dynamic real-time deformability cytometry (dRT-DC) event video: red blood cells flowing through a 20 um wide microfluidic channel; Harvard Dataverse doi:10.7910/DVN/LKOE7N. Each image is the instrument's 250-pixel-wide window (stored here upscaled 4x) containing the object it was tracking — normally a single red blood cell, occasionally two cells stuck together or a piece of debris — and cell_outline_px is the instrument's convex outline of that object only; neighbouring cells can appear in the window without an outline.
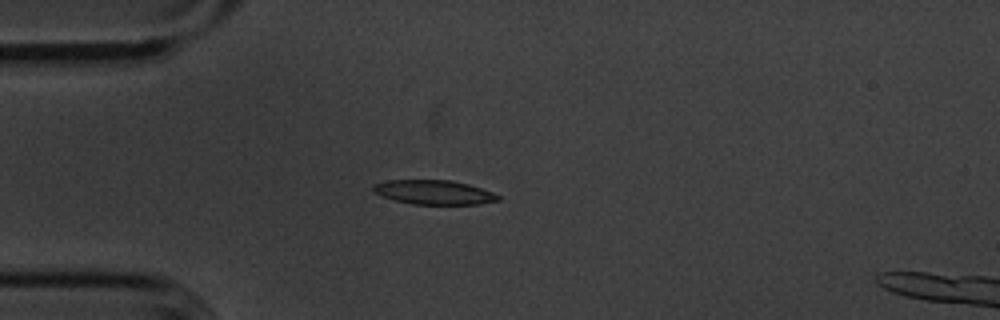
{"species": "common noctule bat (a hibernating species)", "species_latin": "Nyctalus noctula", "temperature_condition": "cold", "stored_images_in_passage": 42, "camera_frame_rate_fps": 3000, "um_per_image_px": 0.085, "animal": {"sex": "male", "body_mass_g": 20.1, "forearm_length_mm": 53.5}, "frame": {"image": 1, "passage_image": 1, "time_ms": 0.0, "image_size_px": [1000, 320], "cell_outline_px": [[500, 200], [480, 204], [412, 204], [380, 196], [372, 192], [372, 184], [388, 180], [452, 180], [468, 184], [492, 192], [500, 196]], "centroid_in_image_um": [36.84, 16.34], "position_along_channel_um": 48.2, "area_um2": 17.74}}
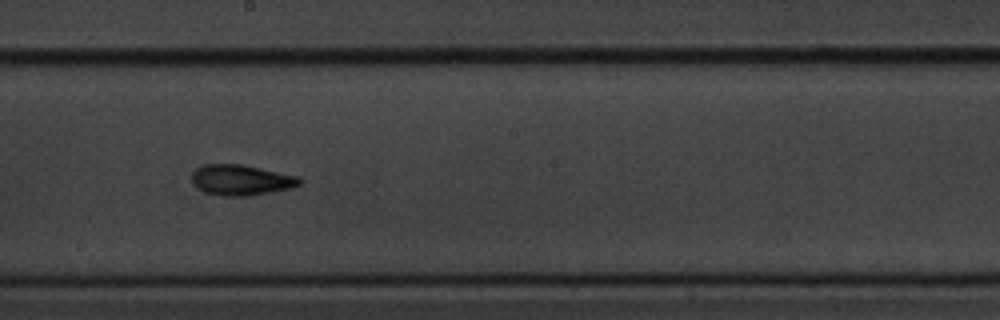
{"frame": {"image": 2, "passage_image": 17, "time_ms": 5.333, "image_size_px": [1000, 320], "cell_outline_px": [[304, 180], [300, 184], [292, 188], [248, 196], [224, 196], [204, 192], [192, 180], [192, 172], [196, 168], [204, 164], [244, 164], [300, 176]], "centroid_in_image_um": [20.55, 15.28], "position_along_channel_um": 227.6, "area_um2": 19.36}}
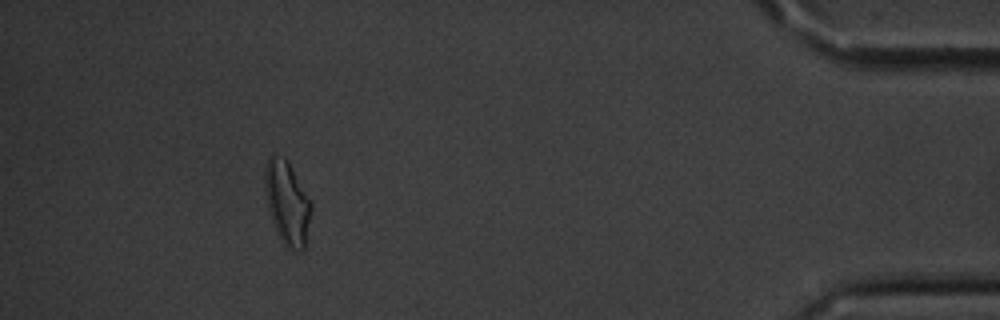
{"frame": {"image": 3, "passage_image": 37, "time_ms": 12.0, "image_size_px": [1000, 320], "cell_outline_px": [[312, 208], [304, 248], [292, 252], [280, 240], [276, 232], [268, 208], [264, 188], [264, 168], [272, 152], [288, 160], [312, 200]], "centroid_in_image_um": [24.41, 17.2], "position_along_channel_um": 410.8, "area_um2": 22.95}, "authors_computed_cell_mechanics": {"area_um2": 18.4382, "velocity_mm_per_s": 3.5983, "shape_relaxation_time_tau1_ms": 3.037, "shape_relaxation_time_tau2_ms": 3.0217, "deformation_change_tau1": 0.1263, "deformation_change_tau2": 0.0991}}